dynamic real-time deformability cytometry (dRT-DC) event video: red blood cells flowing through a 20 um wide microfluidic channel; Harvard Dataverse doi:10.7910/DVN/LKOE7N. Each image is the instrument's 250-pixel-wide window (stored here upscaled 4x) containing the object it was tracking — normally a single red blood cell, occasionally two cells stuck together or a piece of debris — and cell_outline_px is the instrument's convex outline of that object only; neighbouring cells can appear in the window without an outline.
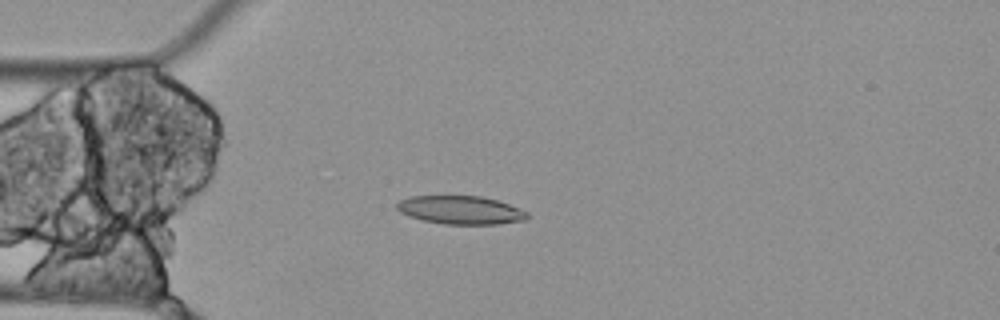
{"species": "Egyptian fruit bat (a non-hibernating species)", "species_latin": "Rousettus aegyptiacus", "temperature_condition": "cold", "stored_images_in_passage": 3, "camera_frame_rate_fps": 3000, "um_per_image_px": 0.085, "animal": {"sex": "female"}, "frame": {"image": 1, "passage_image": 3, "time_ms": 0.667, "image_size_px": [1000, 320], "cell_outline_px": [[528, 216], [524, 220], [496, 224], [444, 224], [424, 220], [408, 216], [400, 212], [396, 208], [396, 204], [400, 200], [408, 196], [480, 196], [496, 200], [520, 208], [528, 212]], "centroid_in_image_um": [39.12, 17.85], "position_along_channel_um": 45.9, "area_um2": 21.44}}